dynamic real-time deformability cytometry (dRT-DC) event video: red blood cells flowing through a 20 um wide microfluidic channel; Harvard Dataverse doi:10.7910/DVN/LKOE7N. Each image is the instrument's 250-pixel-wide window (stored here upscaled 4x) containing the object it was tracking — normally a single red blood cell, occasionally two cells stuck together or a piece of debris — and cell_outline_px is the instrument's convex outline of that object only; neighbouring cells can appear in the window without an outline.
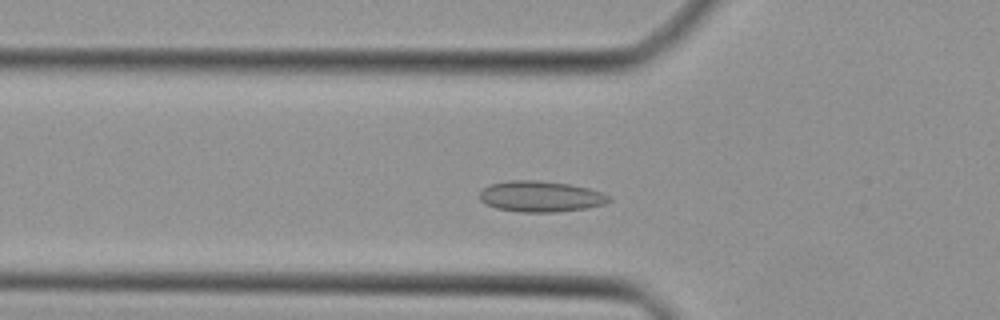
{"species": "Egyptian fruit bat (a non-hibernating species)", "species_latin": "Rousettus aegyptiacus", "temperature_condition": "cold", "stored_images_in_passage": 40, "camera_frame_rate_fps": 3000, "um_per_image_px": 0.085, "animal": {"sex": "female"}, "frame": {"image": 1, "passage_image": 10, "time_ms": 3.0, "image_size_px": [1000, 320], "cell_outline_px": [[612, 200], [604, 204], [584, 208], [556, 212], [520, 212], [496, 208], [480, 200], [480, 192], [484, 188], [492, 184], [508, 180], [540, 180], [572, 184], [604, 192], [612, 196]], "centroid_in_image_um": [46.01, 16.69], "position_along_channel_um": 79.8, "area_um2": 23.41}}
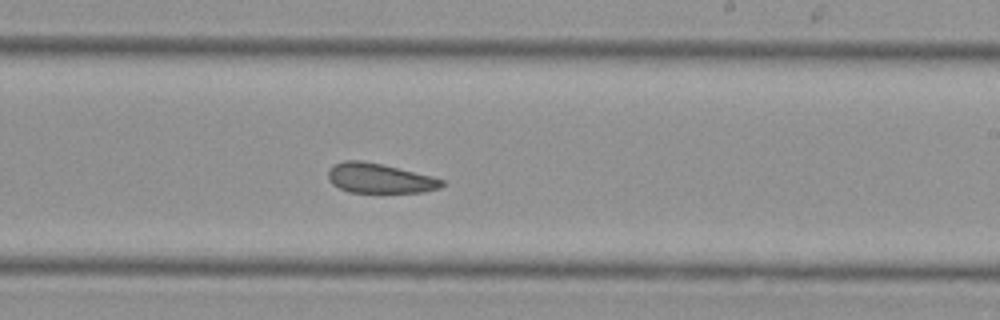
{"frame": {"image": 2, "passage_image": 22, "time_ms": 7.0, "image_size_px": [1000, 320], "cell_outline_px": [[444, 184], [440, 188], [424, 192], [348, 192], [332, 184], [328, 180], [328, 172], [336, 164], [344, 160], [360, 160], [380, 164], [432, 176], [444, 180]], "centroid_in_image_um": [32.27, 15.16], "position_along_channel_um": 256.7, "area_um2": 19.48}}
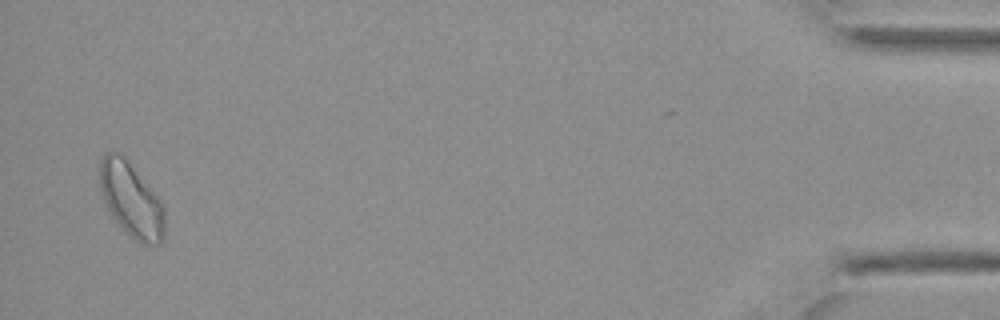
{"frame": {"image": 3, "passage_image": 39, "time_ms": 12.667, "image_size_px": [1000, 320], "cell_outline_px": [[164, 232], [160, 244], [144, 248], [112, 216], [104, 204], [100, 192], [100, 160], [104, 152], [120, 152], [124, 156], [160, 200], [164, 208]], "centroid_in_image_um": [11.14, 17.0], "position_along_channel_um": 424.1, "area_um2": 28.09}}